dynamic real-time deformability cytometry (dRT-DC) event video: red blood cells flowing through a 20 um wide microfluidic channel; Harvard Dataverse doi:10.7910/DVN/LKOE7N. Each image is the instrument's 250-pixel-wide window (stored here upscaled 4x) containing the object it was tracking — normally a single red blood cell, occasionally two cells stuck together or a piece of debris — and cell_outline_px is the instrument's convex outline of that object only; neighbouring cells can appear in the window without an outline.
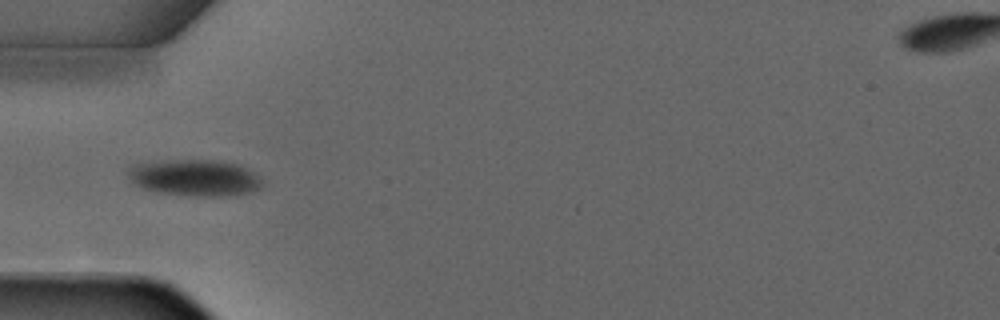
{"species": "common noctule bat (a hibernating species)", "species_latin": "Nyctalus noctula", "temperature_condition": "warm", "stored_images_in_passage": 5, "camera_frame_rate_fps": 3000, "um_per_image_px": 0.085, "animal": {"sex": "male", "forearm_length_mm": 52.5}, "frame": {"image": 1, "passage_image": 4, "time_ms": 3.667, "image_size_px": [1000, 320], "cell_outline_px": [[264, 184], [260, 188], [248, 192], [208, 196], [196, 196], [160, 192], [144, 188], [136, 184], [132, 180], [128, 172], [136, 164], [172, 160], [212, 160], [240, 164], [260, 176], [264, 180]], "centroid_in_image_um": [16.64, 15.09], "position_along_channel_um": 68.4, "area_um2": 27.86}}
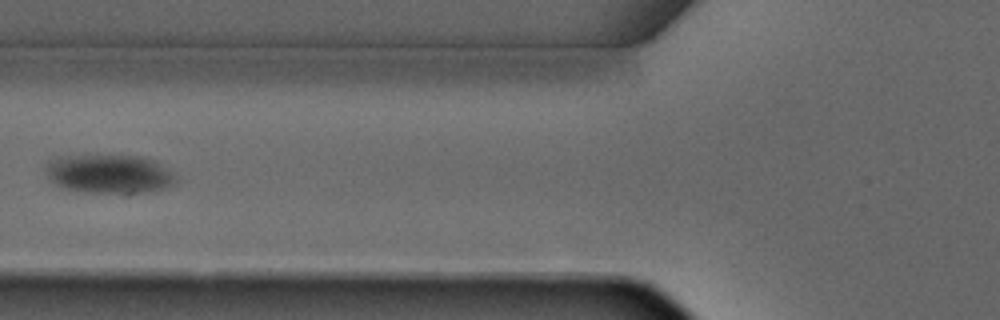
{"frame": {"image": 2, "passage_image": 5, "time_ms": 4.667, "image_size_px": [1000, 320], "cell_outline_px": [[176, 180], [172, 184], [160, 188], [132, 192], [100, 192], [72, 188], [60, 184], [48, 172], [48, 168], [52, 164], [60, 160], [88, 156], [128, 156], [148, 160], [156, 164], [168, 172]], "centroid_in_image_um": [9.38, 14.79], "position_along_channel_um": 116.4, "area_um2": 26.07}}